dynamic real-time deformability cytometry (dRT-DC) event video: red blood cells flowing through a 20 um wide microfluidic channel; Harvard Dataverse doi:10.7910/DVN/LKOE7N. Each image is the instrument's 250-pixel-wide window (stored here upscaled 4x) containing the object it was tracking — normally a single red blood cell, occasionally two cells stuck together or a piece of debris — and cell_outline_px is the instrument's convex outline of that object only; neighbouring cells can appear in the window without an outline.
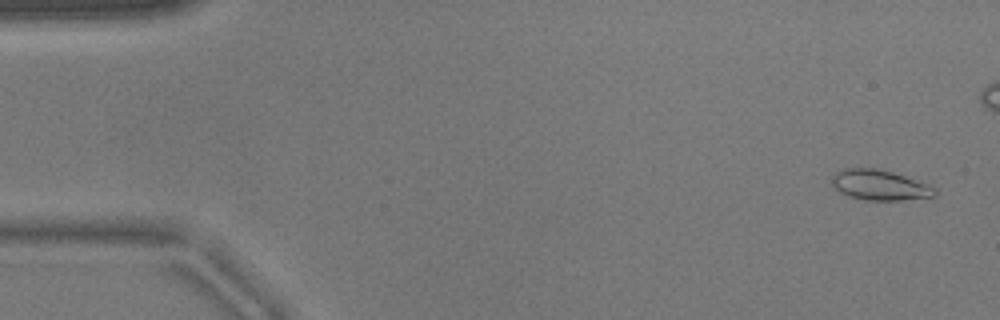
{"species": "common noctule bat (a hibernating species)", "species_latin": "Nyctalus noctula", "temperature_condition": "warm", "stored_images_in_passage": 53, "camera_frame_rate_fps": 3000, "um_per_image_px": 0.085, "animal": {"sex": "male", "body_mass_g": 17.9}, "frame": {"image": 1, "passage_image": 2, "time_ms": 0.333, "image_size_px": [1000, 320], "cell_outline_px": [[936, 196], [900, 200], [864, 200], [848, 196], [840, 192], [832, 184], [832, 176], [836, 172], [844, 168], [876, 168], [892, 172], [904, 176], [936, 188]], "centroid_in_image_um": [74.74, 15.73], "position_along_channel_um": 10.3, "area_um2": 17.98}}
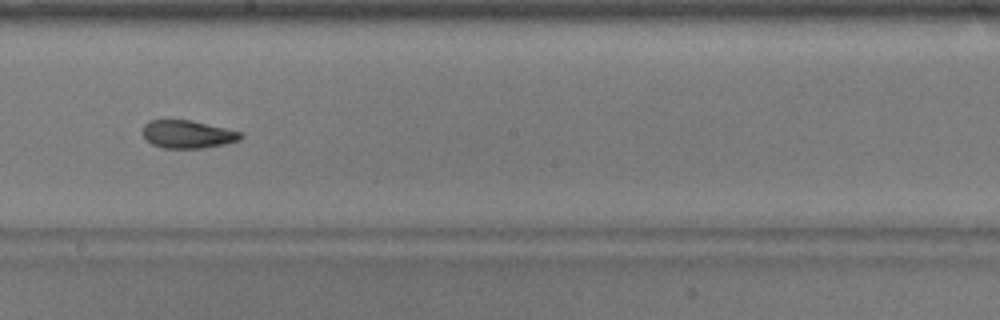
{"frame": {"image": 2, "passage_image": 29, "time_ms": 9.333, "image_size_px": [1000, 320], "cell_outline_px": [[244, 136], [240, 140], [224, 144], [204, 148], [164, 148], [152, 144], [144, 136], [144, 124], [148, 120], [192, 120], [244, 132]], "centroid_in_image_um": [16.01, 11.4], "position_along_channel_um": 232.2, "area_um2": 16.01}}
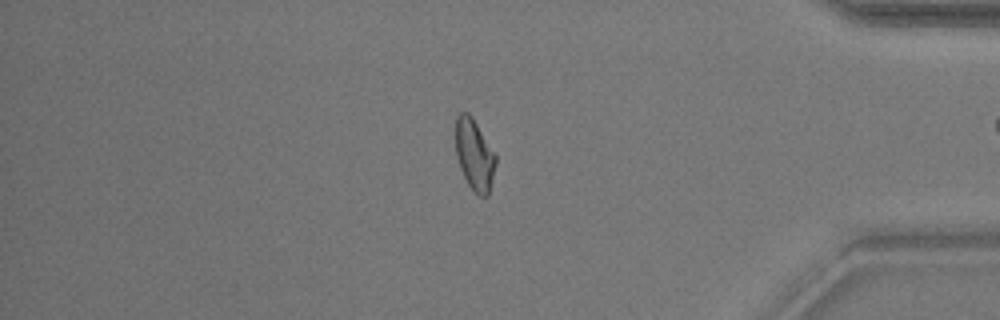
{"frame": {"image": 3, "passage_image": 44, "time_ms": 14.333, "image_size_px": [1000, 320], "cell_outline_px": [[496, 164], [488, 196], [480, 196], [468, 184], [460, 168], [456, 156], [456, 116], [460, 112], [468, 112], [472, 116], [496, 156]], "centroid_in_image_um": [40.32, 13.13], "position_along_channel_um": 394.9, "area_um2": 16.42}, "authors_computed_cell_mechanics": {"area_um2": 16.8198, "velocity_mm_per_s": 3.8641, "shape_relaxation_time_tau1_ms": 8.7018, "shape_relaxation_time_tau2_ms": 2.4549, "deformation_change_tau1": 0.2126, "deformation_change_tau2": 0.0696}}